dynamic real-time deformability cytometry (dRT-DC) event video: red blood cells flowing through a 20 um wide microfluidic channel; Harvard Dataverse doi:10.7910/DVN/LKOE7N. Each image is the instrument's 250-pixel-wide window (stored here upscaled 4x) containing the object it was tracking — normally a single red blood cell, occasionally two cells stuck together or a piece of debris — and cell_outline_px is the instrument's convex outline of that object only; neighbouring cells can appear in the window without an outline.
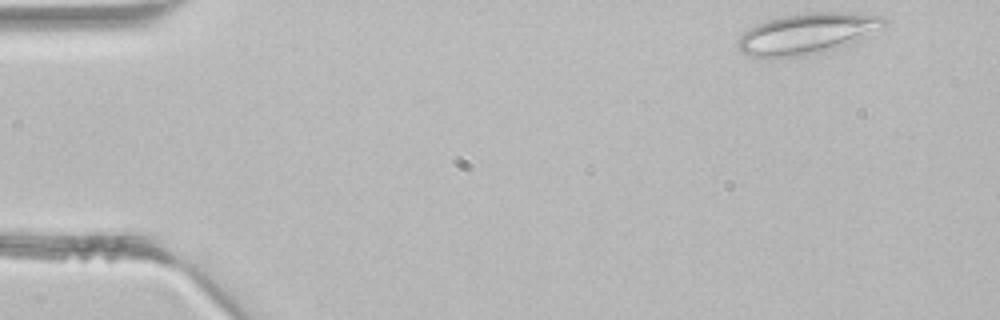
{"species": "common noctule bat (a hibernating species)", "species_latin": "Nyctalus noctula", "temperature_condition": "room temperature", "stored_images_in_passage": 40, "camera_frame_rate_fps": 3000, "um_per_image_px": 0.085, "animal": {"sex": "male", "body_mass_g": 21.5, "forearm_length_mm": 52.0}, "frame": {"image": 1, "passage_image": 1, "time_ms": 0.0, "image_size_px": [1000, 320], "cell_outline_px": [[888, 24], [848, 44], [820, 52], [804, 56], [748, 56], [736, 44], [736, 40], [748, 28], [756, 24], [768, 20], [784, 16], [812, 12], [844, 12], [884, 16], [888, 20]], "centroid_in_image_um": [68.61, 2.83], "position_along_channel_um": 16.4, "area_um2": 34.16}}
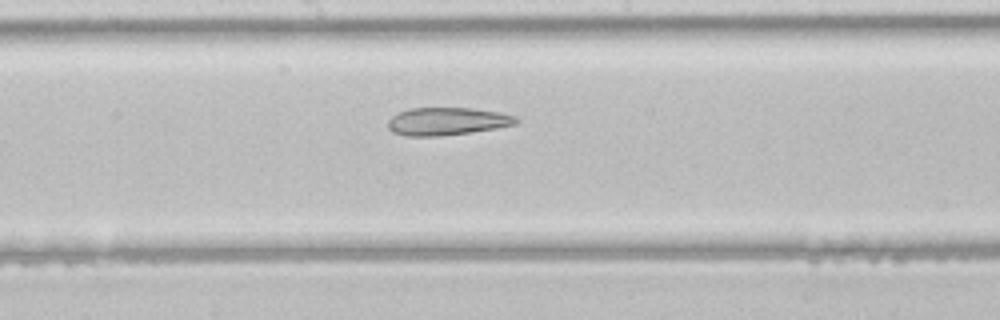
{"frame": {"image": 2, "passage_image": 20, "time_ms": 6.333, "image_size_px": [1000, 320], "cell_outline_px": [[520, 120], [516, 124], [496, 128], [472, 132], [436, 136], [404, 136], [392, 132], [388, 128], [388, 120], [392, 116], [400, 112], [412, 108], [472, 108], [500, 112], [516, 116]], "centroid_in_image_um": [38.01, 10.31], "position_along_channel_um": 210.2, "area_um2": 20.75}}
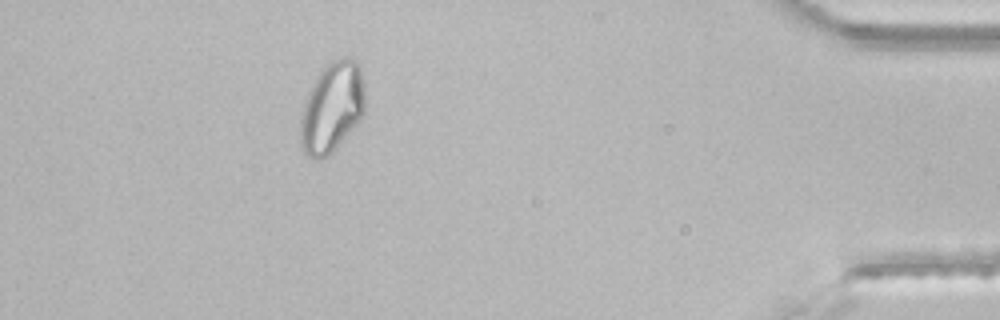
{"frame": {"image": 3, "passage_image": 36, "time_ms": 11.667, "image_size_px": [1000, 320], "cell_outline_px": [[364, 112], [360, 120], [336, 148], [328, 156], [316, 160], [308, 156], [304, 152], [300, 140], [300, 120], [304, 104], [308, 92], [316, 76], [332, 60], [340, 56], [344, 56], [356, 60], [360, 64], [364, 84]], "centroid_in_image_um": [28.23, 9.11], "position_along_channel_um": 407.0, "area_um2": 34.16}}